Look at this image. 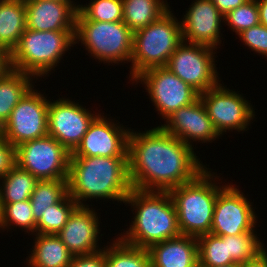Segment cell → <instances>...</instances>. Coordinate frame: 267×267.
I'll use <instances>...</instances> for the list:
<instances>
[{"instance_id": "60d3db41", "label": "cell", "mask_w": 267, "mask_h": 267, "mask_svg": "<svg viewBox=\"0 0 267 267\" xmlns=\"http://www.w3.org/2000/svg\"><path fill=\"white\" fill-rule=\"evenodd\" d=\"M216 267H242V264L233 262L231 264H227V265H223V266H216Z\"/></svg>"}, {"instance_id": "ffe728a7", "label": "cell", "mask_w": 267, "mask_h": 267, "mask_svg": "<svg viewBox=\"0 0 267 267\" xmlns=\"http://www.w3.org/2000/svg\"><path fill=\"white\" fill-rule=\"evenodd\" d=\"M151 267H199L197 238L180 235L148 249Z\"/></svg>"}, {"instance_id": "74e56055", "label": "cell", "mask_w": 267, "mask_h": 267, "mask_svg": "<svg viewBox=\"0 0 267 267\" xmlns=\"http://www.w3.org/2000/svg\"><path fill=\"white\" fill-rule=\"evenodd\" d=\"M267 250L260 252L254 259L242 264V267H267Z\"/></svg>"}, {"instance_id": "603a6c76", "label": "cell", "mask_w": 267, "mask_h": 267, "mask_svg": "<svg viewBox=\"0 0 267 267\" xmlns=\"http://www.w3.org/2000/svg\"><path fill=\"white\" fill-rule=\"evenodd\" d=\"M30 76L10 68L0 77V128L9 119L14 107L33 87Z\"/></svg>"}, {"instance_id": "7c38bea8", "label": "cell", "mask_w": 267, "mask_h": 267, "mask_svg": "<svg viewBox=\"0 0 267 267\" xmlns=\"http://www.w3.org/2000/svg\"><path fill=\"white\" fill-rule=\"evenodd\" d=\"M199 98L219 135L226 130H246L255 115L247 100L220 83L199 94Z\"/></svg>"}, {"instance_id": "7a4b0ae2", "label": "cell", "mask_w": 267, "mask_h": 267, "mask_svg": "<svg viewBox=\"0 0 267 267\" xmlns=\"http://www.w3.org/2000/svg\"><path fill=\"white\" fill-rule=\"evenodd\" d=\"M131 189L128 157H70L68 194L79 206L92 198L124 203Z\"/></svg>"}, {"instance_id": "30bf717a", "label": "cell", "mask_w": 267, "mask_h": 267, "mask_svg": "<svg viewBox=\"0 0 267 267\" xmlns=\"http://www.w3.org/2000/svg\"><path fill=\"white\" fill-rule=\"evenodd\" d=\"M213 50L209 46L183 41L165 67L201 94L219 84Z\"/></svg>"}, {"instance_id": "83f0119b", "label": "cell", "mask_w": 267, "mask_h": 267, "mask_svg": "<svg viewBox=\"0 0 267 267\" xmlns=\"http://www.w3.org/2000/svg\"><path fill=\"white\" fill-rule=\"evenodd\" d=\"M197 244L199 267H216L234 262L228 256L227 242L222 236L208 233L198 237Z\"/></svg>"}, {"instance_id": "9c48e42d", "label": "cell", "mask_w": 267, "mask_h": 267, "mask_svg": "<svg viewBox=\"0 0 267 267\" xmlns=\"http://www.w3.org/2000/svg\"><path fill=\"white\" fill-rule=\"evenodd\" d=\"M30 89L14 107L0 134L15 147L48 135V104L40 92Z\"/></svg>"}, {"instance_id": "cb8c5ba5", "label": "cell", "mask_w": 267, "mask_h": 267, "mask_svg": "<svg viewBox=\"0 0 267 267\" xmlns=\"http://www.w3.org/2000/svg\"><path fill=\"white\" fill-rule=\"evenodd\" d=\"M123 22L134 33L158 20L169 10L163 0H122Z\"/></svg>"}, {"instance_id": "d6a6232c", "label": "cell", "mask_w": 267, "mask_h": 267, "mask_svg": "<svg viewBox=\"0 0 267 267\" xmlns=\"http://www.w3.org/2000/svg\"><path fill=\"white\" fill-rule=\"evenodd\" d=\"M224 20L227 21L231 30L240 34L243 30L249 29L258 25L259 22V9L256 0H248L238 8L230 11Z\"/></svg>"}, {"instance_id": "6da1fadb", "label": "cell", "mask_w": 267, "mask_h": 267, "mask_svg": "<svg viewBox=\"0 0 267 267\" xmlns=\"http://www.w3.org/2000/svg\"><path fill=\"white\" fill-rule=\"evenodd\" d=\"M200 162L192 146L160 126L146 133L129 132V179L134 189L169 191L205 170Z\"/></svg>"}, {"instance_id": "3957f363", "label": "cell", "mask_w": 267, "mask_h": 267, "mask_svg": "<svg viewBox=\"0 0 267 267\" xmlns=\"http://www.w3.org/2000/svg\"><path fill=\"white\" fill-rule=\"evenodd\" d=\"M124 203L137 208L129 232L119 237L125 243L148 249L153 244L181 235L176 208L168 191L132 188Z\"/></svg>"}, {"instance_id": "4316f807", "label": "cell", "mask_w": 267, "mask_h": 267, "mask_svg": "<svg viewBox=\"0 0 267 267\" xmlns=\"http://www.w3.org/2000/svg\"><path fill=\"white\" fill-rule=\"evenodd\" d=\"M111 245L104 247L106 267H151L147 249L129 245L120 238Z\"/></svg>"}, {"instance_id": "52a82bcc", "label": "cell", "mask_w": 267, "mask_h": 267, "mask_svg": "<svg viewBox=\"0 0 267 267\" xmlns=\"http://www.w3.org/2000/svg\"><path fill=\"white\" fill-rule=\"evenodd\" d=\"M74 39L81 40L86 50L100 61H131L133 32L123 21H76Z\"/></svg>"}, {"instance_id": "e0dca14e", "label": "cell", "mask_w": 267, "mask_h": 267, "mask_svg": "<svg viewBox=\"0 0 267 267\" xmlns=\"http://www.w3.org/2000/svg\"><path fill=\"white\" fill-rule=\"evenodd\" d=\"M191 6L181 22L183 41L216 49L224 16L211 0H196Z\"/></svg>"}, {"instance_id": "f546056e", "label": "cell", "mask_w": 267, "mask_h": 267, "mask_svg": "<svg viewBox=\"0 0 267 267\" xmlns=\"http://www.w3.org/2000/svg\"><path fill=\"white\" fill-rule=\"evenodd\" d=\"M122 0H92L87 6L79 5L76 21H123Z\"/></svg>"}, {"instance_id": "ab89813d", "label": "cell", "mask_w": 267, "mask_h": 267, "mask_svg": "<svg viewBox=\"0 0 267 267\" xmlns=\"http://www.w3.org/2000/svg\"><path fill=\"white\" fill-rule=\"evenodd\" d=\"M8 69H10L9 54L4 50H0V77Z\"/></svg>"}, {"instance_id": "5b68a950", "label": "cell", "mask_w": 267, "mask_h": 267, "mask_svg": "<svg viewBox=\"0 0 267 267\" xmlns=\"http://www.w3.org/2000/svg\"><path fill=\"white\" fill-rule=\"evenodd\" d=\"M75 31H34L26 28L9 54L10 68L31 76L48 74L74 45Z\"/></svg>"}, {"instance_id": "1f68e13d", "label": "cell", "mask_w": 267, "mask_h": 267, "mask_svg": "<svg viewBox=\"0 0 267 267\" xmlns=\"http://www.w3.org/2000/svg\"><path fill=\"white\" fill-rule=\"evenodd\" d=\"M13 223L29 232H36L37 223L34 220L30 199L15 203L1 204L0 228H6Z\"/></svg>"}, {"instance_id": "8d00e7d4", "label": "cell", "mask_w": 267, "mask_h": 267, "mask_svg": "<svg viewBox=\"0 0 267 267\" xmlns=\"http://www.w3.org/2000/svg\"><path fill=\"white\" fill-rule=\"evenodd\" d=\"M219 12L225 17L230 11L238 8L248 0H211Z\"/></svg>"}, {"instance_id": "4dcf8cb0", "label": "cell", "mask_w": 267, "mask_h": 267, "mask_svg": "<svg viewBox=\"0 0 267 267\" xmlns=\"http://www.w3.org/2000/svg\"><path fill=\"white\" fill-rule=\"evenodd\" d=\"M222 237L224 242H227L228 256L235 263L244 264L265 249L254 233Z\"/></svg>"}, {"instance_id": "8992f818", "label": "cell", "mask_w": 267, "mask_h": 267, "mask_svg": "<svg viewBox=\"0 0 267 267\" xmlns=\"http://www.w3.org/2000/svg\"><path fill=\"white\" fill-rule=\"evenodd\" d=\"M170 9L158 20L133 33L131 78L152 67L166 66L170 56L183 42L181 22Z\"/></svg>"}, {"instance_id": "277c9868", "label": "cell", "mask_w": 267, "mask_h": 267, "mask_svg": "<svg viewBox=\"0 0 267 267\" xmlns=\"http://www.w3.org/2000/svg\"><path fill=\"white\" fill-rule=\"evenodd\" d=\"M211 176L205 169L192 181L168 191L176 208L181 235L198 238L210 233L215 201L223 188L212 183Z\"/></svg>"}, {"instance_id": "d6986e66", "label": "cell", "mask_w": 267, "mask_h": 267, "mask_svg": "<svg viewBox=\"0 0 267 267\" xmlns=\"http://www.w3.org/2000/svg\"><path fill=\"white\" fill-rule=\"evenodd\" d=\"M98 217L88 205L78 206L56 234L73 256L92 254L98 249Z\"/></svg>"}, {"instance_id": "2e32d148", "label": "cell", "mask_w": 267, "mask_h": 267, "mask_svg": "<svg viewBox=\"0 0 267 267\" xmlns=\"http://www.w3.org/2000/svg\"><path fill=\"white\" fill-rule=\"evenodd\" d=\"M166 119L167 124L160 127L189 146H192L189 139L209 142L220 136L200 98L179 108Z\"/></svg>"}, {"instance_id": "d4e9b609", "label": "cell", "mask_w": 267, "mask_h": 267, "mask_svg": "<svg viewBox=\"0 0 267 267\" xmlns=\"http://www.w3.org/2000/svg\"><path fill=\"white\" fill-rule=\"evenodd\" d=\"M1 188V204L15 203L30 199L36 183L39 181L30 172L15 165L4 177Z\"/></svg>"}, {"instance_id": "b9f144b4", "label": "cell", "mask_w": 267, "mask_h": 267, "mask_svg": "<svg viewBox=\"0 0 267 267\" xmlns=\"http://www.w3.org/2000/svg\"><path fill=\"white\" fill-rule=\"evenodd\" d=\"M56 1H63V2H69V3H73L71 0H56Z\"/></svg>"}, {"instance_id": "7bdbcfd3", "label": "cell", "mask_w": 267, "mask_h": 267, "mask_svg": "<svg viewBox=\"0 0 267 267\" xmlns=\"http://www.w3.org/2000/svg\"><path fill=\"white\" fill-rule=\"evenodd\" d=\"M0 190H1V187H0ZM0 210H1V195H0Z\"/></svg>"}, {"instance_id": "8fae6325", "label": "cell", "mask_w": 267, "mask_h": 267, "mask_svg": "<svg viewBox=\"0 0 267 267\" xmlns=\"http://www.w3.org/2000/svg\"><path fill=\"white\" fill-rule=\"evenodd\" d=\"M134 80L144 82L152 102H154L160 115L164 117L163 119L199 98V93L196 90L165 66L149 68Z\"/></svg>"}, {"instance_id": "e575fe53", "label": "cell", "mask_w": 267, "mask_h": 267, "mask_svg": "<svg viewBox=\"0 0 267 267\" xmlns=\"http://www.w3.org/2000/svg\"><path fill=\"white\" fill-rule=\"evenodd\" d=\"M16 165V147L0 134V179Z\"/></svg>"}, {"instance_id": "5bb4252c", "label": "cell", "mask_w": 267, "mask_h": 267, "mask_svg": "<svg viewBox=\"0 0 267 267\" xmlns=\"http://www.w3.org/2000/svg\"><path fill=\"white\" fill-rule=\"evenodd\" d=\"M97 116L69 99L49 101L48 135L72 153Z\"/></svg>"}, {"instance_id": "ac0fdd59", "label": "cell", "mask_w": 267, "mask_h": 267, "mask_svg": "<svg viewBox=\"0 0 267 267\" xmlns=\"http://www.w3.org/2000/svg\"><path fill=\"white\" fill-rule=\"evenodd\" d=\"M26 28L34 31H75L76 6L56 0H24Z\"/></svg>"}, {"instance_id": "9a60e30c", "label": "cell", "mask_w": 267, "mask_h": 267, "mask_svg": "<svg viewBox=\"0 0 267 267\" xmlns=\"http://www.w3.org/2000/svg\"><path fill=\"white\" fill-rule=\"evenodd\" d=\"M123 128L98 114L71 156L128 157L130 131Z\"/></svg>"}, {"instance_id": "d590c367", "label": "cell", "mask_w": 267, "mask_h": 267, "mask_svg": "<svg viewBox=\"0 0 267 267\" xmlns=\"http://www.w3.org/2000/svg\"><path fill=\"white\" fill-rule=\"evenodd\" d=\"M68 267H106L104 248L92 254L74 256Z\"/></svg>"}, {"instance_id": "7402d4cb", "label": "cell", "mask_w": 267, "mask_h": 267, "mask_svg": "<svg viewBox=\"0 0 267 267\" xmlns=\"http://www.w3.org/2000/svg\"><path fill=\"white\" fill-rule=\"evenodd\" d=\"M30 267H68L74 256L57 235L36 234Z\"/></svg>"}, {"instance_id": "f35d334b", "label": "cell", "mask_w": 267, "mask_h": 267, "mask_svg": "<svg viewBox=\"0 0 267 267\" xmlns=\"http://www.w3.org/2000/svg\"><path fill=\"white\" fill-rule=\"evenodd\" d=\"M259 9V22L267 27V0H256Z\"/></svg>"}, {"instance_id": "836d02e7", "label": "cell", "mask_w": 267, "mask_h": 267, "mask_svg": "<svg viewBox=\"0 0 267 267\" xmlns=\"http://www.w3.org/2000/svg\"><path fill=\"white\" fill-rule=\"evenodd\" d=\"M251 50L267 57V27L258 24L238 34Z\"/></svg>"}, {"instance_id": "4fadbf2b", "label": "cell", "mask_w": 267, "mask_h": 267, "mask_svg": "<svg viewBox=\"0 0 267 267\" xmlns=\"http://www.w3.org/2000/svg\"><path fill=\"white\" fill-rule=\"evenodd\" d=\"M255 215L252 205L239 189L224 185L215 201L210 233L217 236L254 233Z\"/></svg>"}, {"instance_id": "484cf974", "label": "cell", "mask_w": 267, "mask_h": 267, "mask_svg": "<svg viewBox=\"0 0 267 267\" xmlns=\"http://www.w3.org/2000/svg\"><path fill=\"white\" fill-rule=\"evenodd\" d=\"M68 193V179L39 180L30 196L34 220L37 223L50 206Z\"/></svg>"}, {"instance_id": "44dd1931", "label": "cell", "mask_w": 267, "mask_h": 267, "mask_svg": "<svg viewBox=\"0 0 267 267\" xmlns=\"http://www.w3.org/2000/svg\"><path fill=\"white\" fill-rule=\"evenodd\" d=\"M24 0H0V50L10 54L26 29Z\"/></svg>"}, {"instance_id": "ba28073f", "label": "cell", "mask_w": 267, "mask_h": 267, "mask_svg": "<svg viewBox=\"0 0 267 267\" xmlns=\"http://www.w3.org/2000/svg\"><path fill=\"white\" fill-rule=\"evenodd\" d=\"M71 153L52 136L16 146V165L38 180L68 179Z\"/></svg>"}, {"instance_id": "f1b7e54d", "label": "cell", "mask_w": 267, "mask_h": 267, "mask_svg": "<svg viewBox=\"0 0 267 267\" xmlns=\"http://www.w3.org/2000/svg\"><path fill=\"white\" fill-rule=\"evenodd\" d=\"M78 206L77 202L67 193L58 203L50 206L44 212L37 222L35 234L56 235Z\"/></svg>"}]
</instances>
